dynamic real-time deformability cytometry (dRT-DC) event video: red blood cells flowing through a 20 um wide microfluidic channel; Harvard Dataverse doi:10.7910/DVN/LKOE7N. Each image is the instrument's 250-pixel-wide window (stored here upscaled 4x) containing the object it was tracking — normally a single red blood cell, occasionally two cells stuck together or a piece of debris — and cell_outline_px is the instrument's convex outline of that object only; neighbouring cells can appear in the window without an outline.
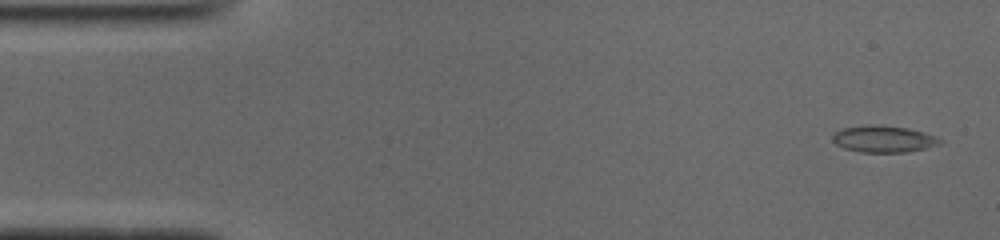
{"species": "common noctule bat (a hibernating species)", "species_latin": "Nyctalus noctula", "temperature_condition": "cold", "stored_images_in_passage": 50, "camera_frame_rate_fps": 3000, "um_per_image_px": 0.085, "animal": {"sex": "male", "body_mass_g": 19.0, "forearm_length_mm": 50.8}, "frame": {"image": 1, "passage_image": 2, "time_ms": 0.333, "image_size_px": [1000, 240], "cell_outline_px": [[944, 140], [940, 144], [908, 152], [860, 152], [844, 148], [836, 144], [832, 140], [832, 136], [836, 132], [844, 128], [868, 124], [908, 128], [924, 132], [936, 136]], "centroid_in_image_um": [75.12, 11.82], "position_along_channel_um": 9.9, "area_um2": 16.65}}
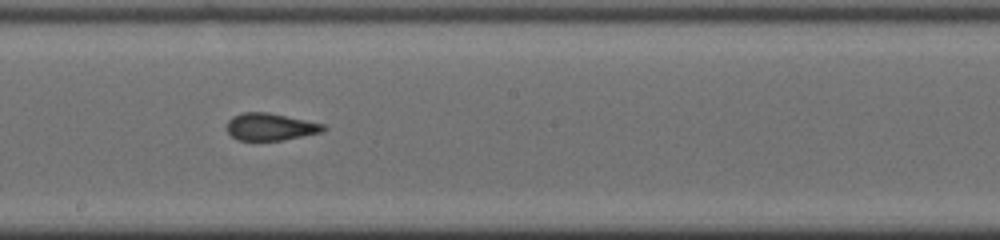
{"frame": {"image": 2, "passage_image": 27, "time_ms": 8.667, "image_size_px": [1000, 240], "cell_outline_px": [[328, 128], [324, 132], [280, 140], [236, 140], [224, 128], [228, 120], [232, 116], [240, 112], [268, 112], [324, 124]], "centroid_in_image_um": [22.95, 10.77], "position_along_channel_um": 225.3, "area_um2": 15.49}}
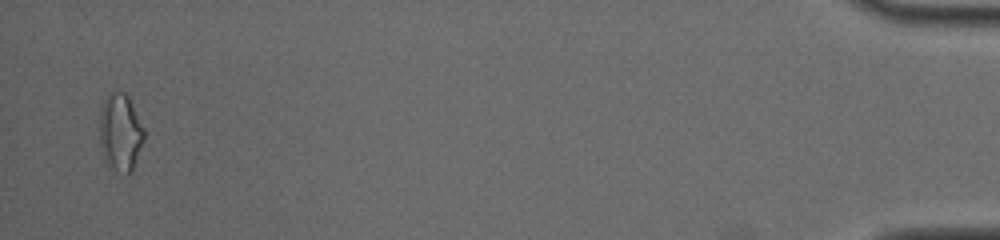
{"frame": {"image": 3, "passage_image": 49, "time_ms": 16.0, "image_size_px": [1000, 240], "cell_outline_px": [[144, 140], [132, 172], [128, 176], [108, 164], [104, 160], [100, 144], [100, 108], [108, 92], [124, 92], [128, 96], [144, 128]], "centroid_in_image_um": [10.23, 11.25], "position_along_channel_um": 425.0, "area_um2": 20.11}, "authors_computed_cell_mechanics": {"area_um2": 16.1551, "velocity_mm_per_s": 3.9556, "shape_relaxation_time_tau1_ms": 9.0326, "shape_relaxation_time_tau2_ms": 1.3356, "deformation_change_tau1": 0.2358, "deformation_change_tau2": 0.0767}}